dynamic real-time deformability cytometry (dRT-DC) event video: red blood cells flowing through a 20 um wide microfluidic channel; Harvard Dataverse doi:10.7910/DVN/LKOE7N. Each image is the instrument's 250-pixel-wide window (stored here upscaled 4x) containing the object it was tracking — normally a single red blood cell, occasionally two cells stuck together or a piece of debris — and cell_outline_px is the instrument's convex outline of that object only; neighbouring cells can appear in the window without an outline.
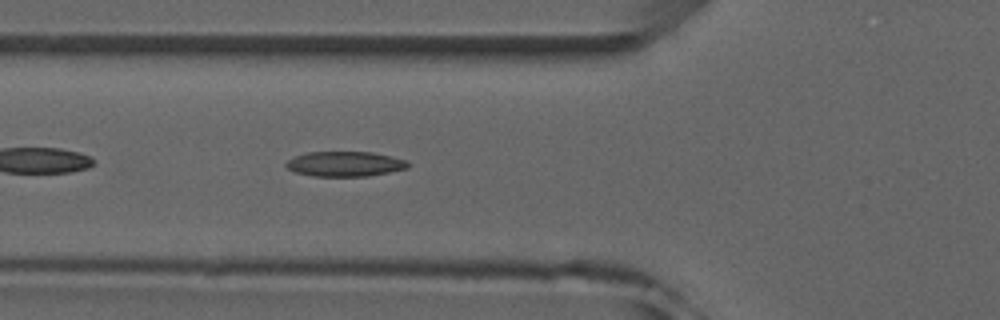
{"species": "common noctule bat (a hibernating species)", "species_latin": "Nyctalus noctula", "temperature_condition": "room temperature", "stored_images_in_passage": 5, "camera_frame_rate_fps": 3000, "um_per_image_px": 0.085, "animal": {"sex": "male", "forearm_length_mm": 52.5}, "frame": {"image": 1, "passage_image": 5, "time_ms": 5.333, "image_size_px": [1000, 320], "cell_outline_px": [[408, 168], [368, 176], [312, 176], [296, 172], [288, 168], [284, 164], [288, 160], [296, 156], [308, 152], [372, 152], [392, 156], [408, 160]], "centroid_in_image_um": [29.34, 13.93], "position_along_channel_um": 96.5, "area_um2": 17.69}}